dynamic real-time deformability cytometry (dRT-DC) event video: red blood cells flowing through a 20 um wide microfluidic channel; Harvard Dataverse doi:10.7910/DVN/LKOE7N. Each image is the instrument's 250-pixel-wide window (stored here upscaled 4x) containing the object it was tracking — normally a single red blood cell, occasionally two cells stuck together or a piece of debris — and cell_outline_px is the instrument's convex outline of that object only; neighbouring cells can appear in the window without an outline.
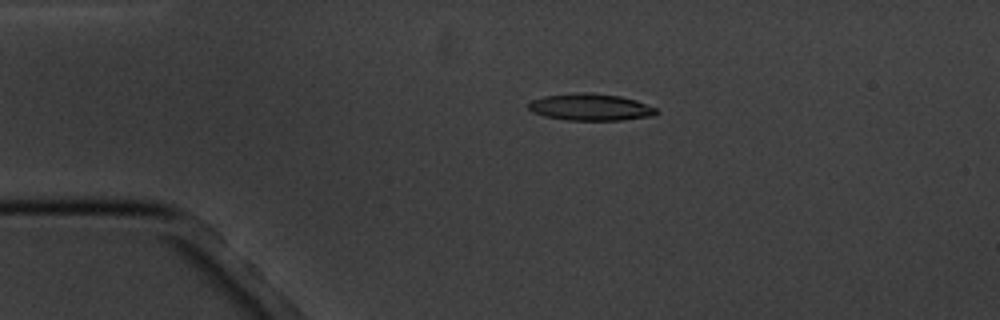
{"species": "common noctule bat (a hibernating species)", "species_latin": "Nyctalus noctula", "temperature_condition": "cold", "stored_images_in_passage": 4, "camera_frame_rate_fps": 3000, "um_per_image_px": 0.085, "animal": {"sex": "male", "body_mass_g": 20.1, "forearm_length_mm": 53.5}, "frame": {"image": 1, "passage_image": 3, "time_ms": 3.333, "image_size_px": [1000, 320], "cell_outline_px": [[660, 112], [652, 116], [620, 120], [568, 120], [544, 116], [532, 112], [528, 108], [528, 104], [532, 100], [544, 96], [580, 92], [588, 92], [620, 96], [636, 100], [656, 108]], "centroid_in_image_um": [50.19, 9.1], "position_along_channel_um": 34.8, "area_um2": 20.0}}